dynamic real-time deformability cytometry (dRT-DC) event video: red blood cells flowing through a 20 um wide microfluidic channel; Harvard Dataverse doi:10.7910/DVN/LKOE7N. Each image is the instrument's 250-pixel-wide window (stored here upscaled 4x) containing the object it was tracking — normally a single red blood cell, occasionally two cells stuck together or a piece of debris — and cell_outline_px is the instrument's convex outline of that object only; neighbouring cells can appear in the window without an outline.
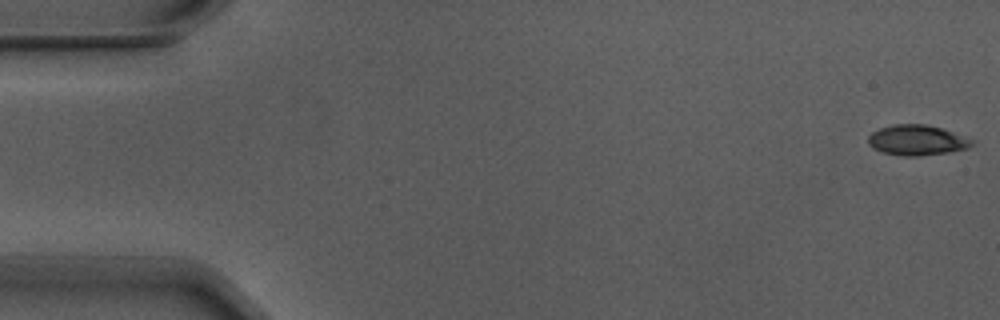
{"species": "Egyptian fruit bat (a non-hibernating species)", "species_latin": "Rousettus aegyptiacus", "temperature_condition": "warm", "stored_images_in_passage": 5, "camera_frame_rate_fps": 3000, "um_per_image_px": 0.085, "animal": {"sex": "male"}, "frame": {"image": 1, "passage_image": 1, "time_ms": 0.0, "image_size_px": [1000, 320], "cell_outline_px": [[976, 144], [968, 148], [948, 152], [920, 156], [904, 156], [884, 152], [868, 144], [868, 136], [872, 132], [880, 128], [892, 124], [924, 124], [940, 128], [976, 140]], "centroid_in_image_um": [77.98, 11.91], "position_along_channel_um": 7.0, "area_um2": 18.26}}